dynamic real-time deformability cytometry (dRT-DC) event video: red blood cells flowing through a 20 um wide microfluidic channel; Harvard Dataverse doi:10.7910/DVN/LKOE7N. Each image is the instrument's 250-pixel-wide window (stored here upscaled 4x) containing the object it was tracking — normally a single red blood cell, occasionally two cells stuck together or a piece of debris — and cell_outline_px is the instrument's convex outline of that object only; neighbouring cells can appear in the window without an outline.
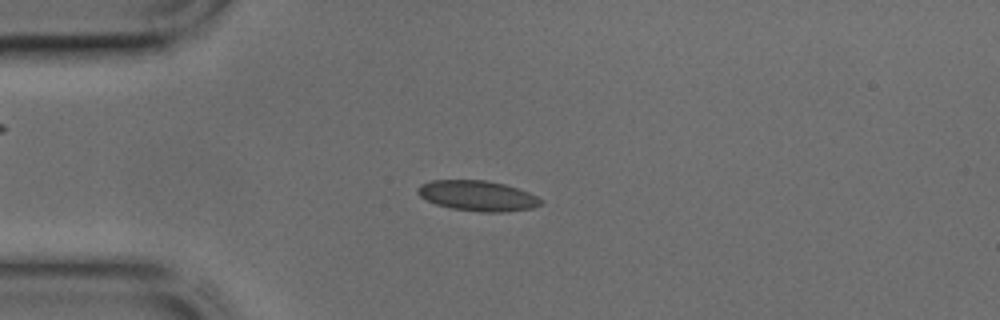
{"species": "common noctule bat (a hibernating species)", "species_latin": "Nyctalus noctula", "temperature_condition": "cold", "stored_images_in_passage": 43, "camera_frame_rate_fps": 3000, "um_per_image_px": 0.085, "animal": {"sex": "male", "body_mass_g": 17.9, "forearm_length_mm": 54.2}, "frame": {"image": 1, "passage_image": 10, "time_ms": 3.0, "image_size_px": [1000, 320], "cell_outline_px": [[544, 204], [532, 208], [500, 212], [480, 212], [452, 208], [436, 204], [420, 196], [416, 192], [416, 188], [420, 184], [432, 180], [484, 180], [504, 184], [528, 192], [544, 200]], "centroid_in_image_um": [40.59, 16.64], "position_along_channel_um": 44.4, "area_um2": 21.73}}
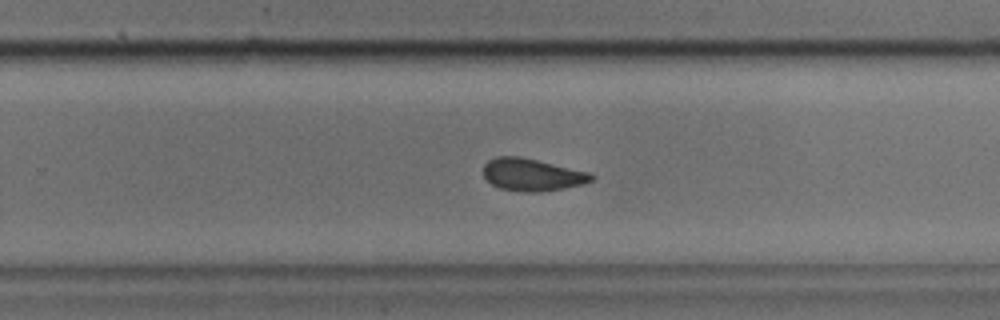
{"frame": {"image": 2, "passage_image": 27, "time_ms": 8.667, "image_size_px": [1000, 320], "cell_outline_px": [[596, 176], [592, 180], [584, 184], [564, 188], [540, 192], [524, 192], [500, 188], [492, 184], [484, 176], [484, 164], [488, 160], [496, 156], [520, 156], [592, 172]], "centroid_in_image_um": [45.27, 14.84], "position_along_channel_um": 284.5, "area_um2": 20.58}}
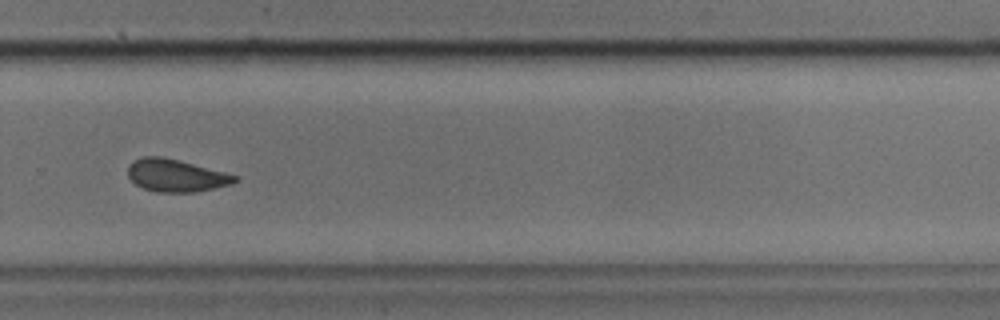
{"frame": {"image": 3, "passage_image": 29, "time_ms": 9.333, "image_size_px": [1000, 320], "cell_outline_px": [[240, 180], [232, 184], [196, 192], [156, 192], [144, 188], [136, 184], [128, 176], [128, 164], [132, 160], [144, 156], [164, 156], [240, 176]], "centroid_in_image_um": [14.97, 14.91], "position_along_channel_um": 314.8, "area_um2": 20.46}}